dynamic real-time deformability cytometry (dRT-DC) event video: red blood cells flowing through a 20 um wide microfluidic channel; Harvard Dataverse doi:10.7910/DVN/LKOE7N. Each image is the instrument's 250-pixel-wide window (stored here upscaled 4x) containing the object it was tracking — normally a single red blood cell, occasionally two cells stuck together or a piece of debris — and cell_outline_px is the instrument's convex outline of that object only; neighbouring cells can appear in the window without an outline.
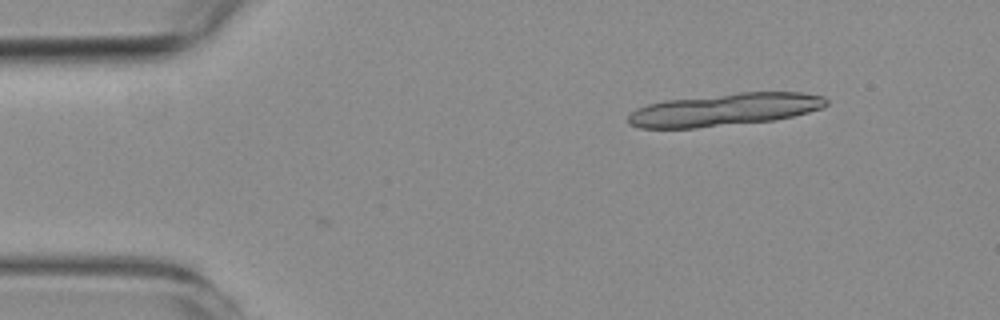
{"species": "common noctule bat (a hibernating species)", "species_latin": "Nyctalus noctula", "temperature_condition": "room temperature", "stored_images_in_passage": 7, "segment_of_instrument_passage": [2, 2], "camera_frame_rate_fps": 3000, "um_per_image_px": 0.085, "animal": {"sex": "female", "body_mass_g": 19.3, "forearm_length_mm": 54.1}, "frame": {"image": 1, "passage_image": 3, "time_ms": 0.667, "image_size_px": [1000, 320], "cell_outline_px": [[812, 108], [800, 112], [784, 116], [756, 120], [680, 128], [656, 128], [796, 96], [808, 96]], "centroid_in_image_um": [63.9, 9.6], "position_along_channel_um": 21.1, "area_um2": 12.31}}